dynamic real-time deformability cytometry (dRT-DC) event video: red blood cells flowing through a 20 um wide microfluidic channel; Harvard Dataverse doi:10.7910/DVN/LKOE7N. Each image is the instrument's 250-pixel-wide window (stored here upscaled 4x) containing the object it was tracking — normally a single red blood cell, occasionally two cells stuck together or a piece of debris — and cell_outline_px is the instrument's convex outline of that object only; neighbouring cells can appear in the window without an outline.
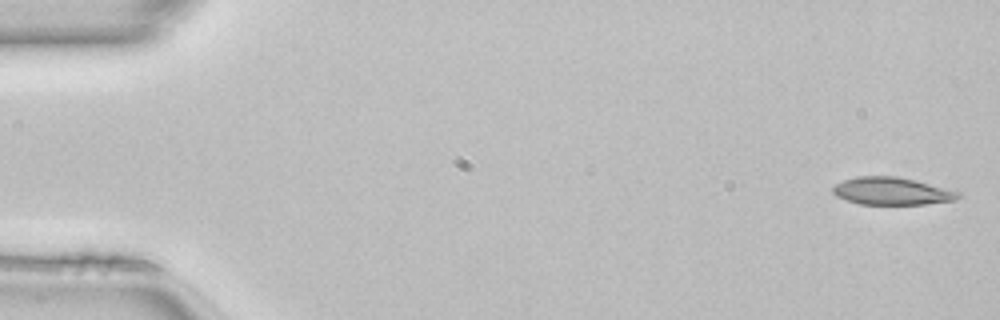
{"species": "common noctule bat (a hibernating species)", "species_latin": "Nyctalus noctula", "temperature_condition": "room temperature", "stored_images_in_passage": 3, "camera_frame_rate_fps": 3000, "um_per_image_px": 0.085, "animal": {"sex": "female", "body_mass_g": 22.7, "forearm_length_mm": 54.2}, "frame": {"image": 1, "passage_image": 1, "time_ms": 0.0, "image_size_px": [1000, 320], "cell_outline_px": [[964, 192], [956, 200], [924, 204], [860, 204], [836, 196], [832, 192], [832, 188], [836, 184], [844, 180], [856, 176], [896, 176], [916, 180]], "centroid_in_image_um": [75.86, 16.24], "position_along_channel_um": 9.1, "area_um2": 20.23}}